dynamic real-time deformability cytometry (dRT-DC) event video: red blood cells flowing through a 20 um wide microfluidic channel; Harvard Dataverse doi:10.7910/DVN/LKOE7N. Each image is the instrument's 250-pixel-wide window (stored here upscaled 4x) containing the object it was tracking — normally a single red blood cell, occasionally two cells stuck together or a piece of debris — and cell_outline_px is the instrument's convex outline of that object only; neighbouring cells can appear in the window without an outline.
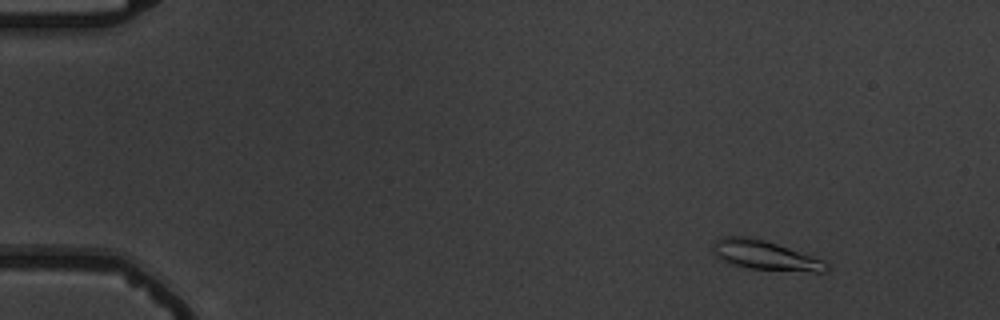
{"species": "common noctule bat (a hibernating species)", "species_latin": "Nyctalus noctula", "temperature_condition": "warm", "stored_images_in_passage": 8, "camera_frame_rate_fps": 3000, "um_per_image_px": 0.085, "animal": {"sex": "male", "body_mass_g": 19.5, "forearm_length_mm": 54.6}, "frame": {"image": 1, "passage_image": 1, "time_ms": 0.0, "image_size_px": [1000, 320], "cell_outline_px": [[828, 268], [824, 272], [816, 272], [748, 268], [732, 264], [720, 260], [712, 252], [712, 240], [720, 236], [748, 236], [764, 240], [824, 260], [828, 264]], "centroid_in_image_um": [64.94, 21.68], "position_along_channel_um": 20.1, "area_um2": 19.48}}
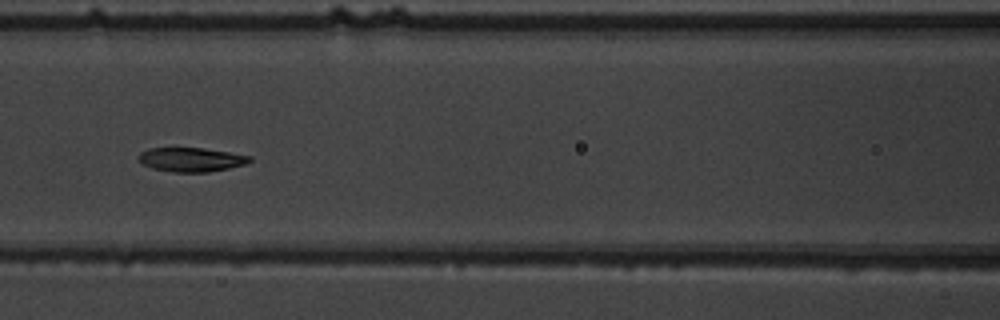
{"frame": {"image": 2, "passage_image": 7, "time_ms": 6.667, "image_size_px": [1000, 320], "cell_outline_px": [[252, 160], [244, 164], [228, 168], [208, 172], [172, 172], [152, 168], [144, 164], [140, 160], [140, 152], [148, 148], [204, 148], [252, 156]], "centroid_in_image_um": [16.26, 13.56], "position_along_channel_um": 150.3, "area_um2": 15.43}}
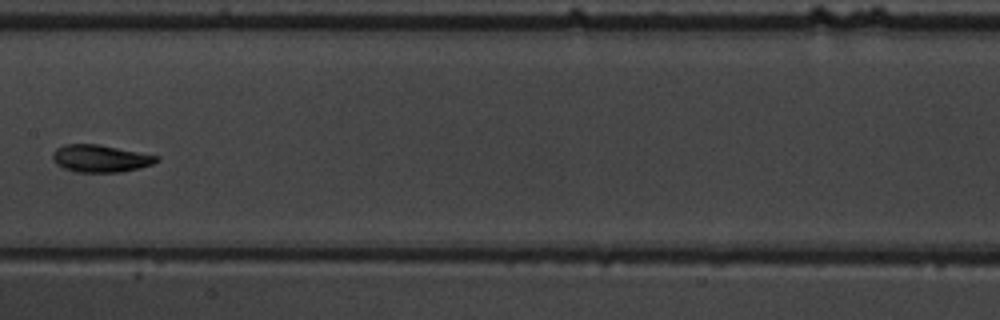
{"frame": {"image": 3, "passage_image": 8, "time_ms": 8.0, "image_size_px": [1000, 320], "cell_outline_px": [[160, 160], [152, 164], [120, 172], [76, 172], [64, 168], [56, 164], [52, 156], [52, 152], [56, 148], [64, 144], [100, 144], [160, 156]], "centroid_in_image_um": [8.52, 13.46], "position_along_channel_um": 198.9, "area_um2": 16.59}}